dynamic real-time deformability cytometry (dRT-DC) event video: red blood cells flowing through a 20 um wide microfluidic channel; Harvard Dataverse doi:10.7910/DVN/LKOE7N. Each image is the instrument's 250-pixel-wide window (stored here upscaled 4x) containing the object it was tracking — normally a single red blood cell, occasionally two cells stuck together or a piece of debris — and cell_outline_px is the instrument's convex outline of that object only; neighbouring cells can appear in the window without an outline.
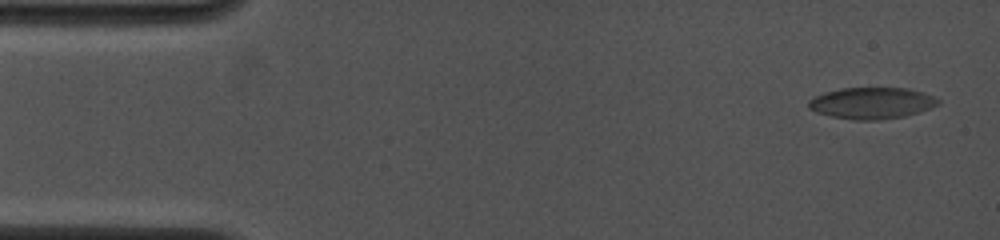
{"species": "common noctule bat (a hibernating species)", "species_latin": "Nyctalus noctula", "temperature_condition": "cold", "stored_images_in_passage": 41, "camera_frame_rate_fps": 4000, "um_per_image_px": 0.085, "animal": {"sex": "female", "body_mass_g": 19.0, "forearm_length_mm": 53.3}, "frame": {"image": 1, "passage_image": 2, "time_ms": 0.5, "image_size_px": [1000, 240], "cell_outline_px": [[940, 104], [920, 112], [904, 116], [880, 120], [852, 120], [832, 116], [816, 112], [808, 108], [808, 100], [824, 92], [840, 88], [908, 88], [924, 92], [936, 96], [940, 100]], "centroid_in_image_um": [74.13, 8.76], "position_along_channel_um": 10.9, "area_um2": 23.99}}
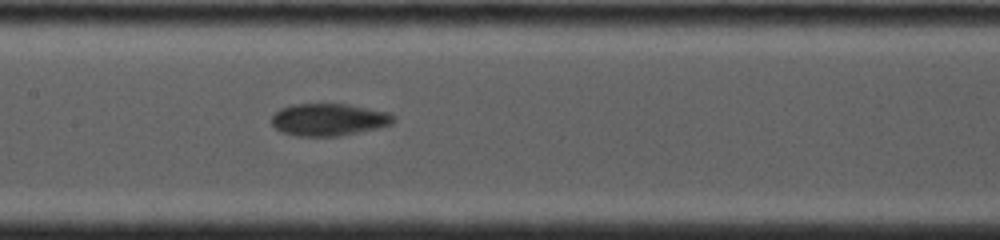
{"frame": {"image": 2, "passage_image": 20, "time_ms": 7.75, "image_size_px": [1000, 240], "cell_outline_px": [[396, 120], [392, 124], [376, 128], [340, 136], [296, 136], [280, 132], [272, 124], [272, 116], [280, 108], [292, 104], [348, 104], [388, 112], [396, 116]], "centroid_in_image_um": [27.94, 10.17], "position_along_channel_um": 179.5, "area_um2": 23.0}}
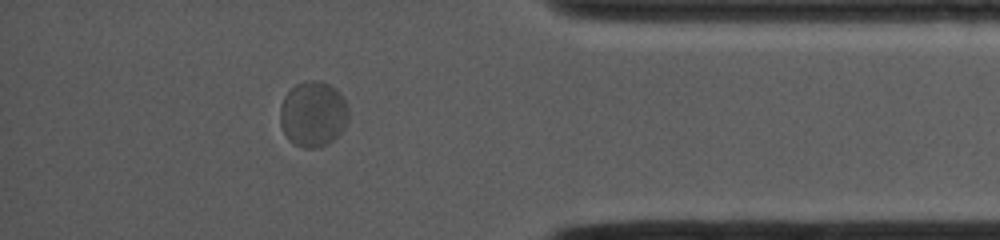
{"frame": {"image": 3, "passage_image": 36, "time_ms": 14.0, "image_size_px": [1000, 240], "cell_outline_px": [[348, 120], [344, 128], [328, 144], [316, 148], [304, 148], [288, 140], [280, 124], [280, 104], [284, 96], [296, 84], [308, 80], [320, 80], [336, 88], [344, 96], [348, 108]], "centroid_in_image_um": [26.62, 9.68], "position_along_channel_um": 408.6, "area_um2": 26.36}, "authors_computed_cell_mechanics": {"area_um2": 23.9292, "velocity_mm_per_s": 3.8815, "shape_relaxation_time_tau1_ms": 4.892, "shape_relaxation_time_tau2_ms": null, "deformation_change_tau1": 0.1049, "deformation_change_tau2": null}}